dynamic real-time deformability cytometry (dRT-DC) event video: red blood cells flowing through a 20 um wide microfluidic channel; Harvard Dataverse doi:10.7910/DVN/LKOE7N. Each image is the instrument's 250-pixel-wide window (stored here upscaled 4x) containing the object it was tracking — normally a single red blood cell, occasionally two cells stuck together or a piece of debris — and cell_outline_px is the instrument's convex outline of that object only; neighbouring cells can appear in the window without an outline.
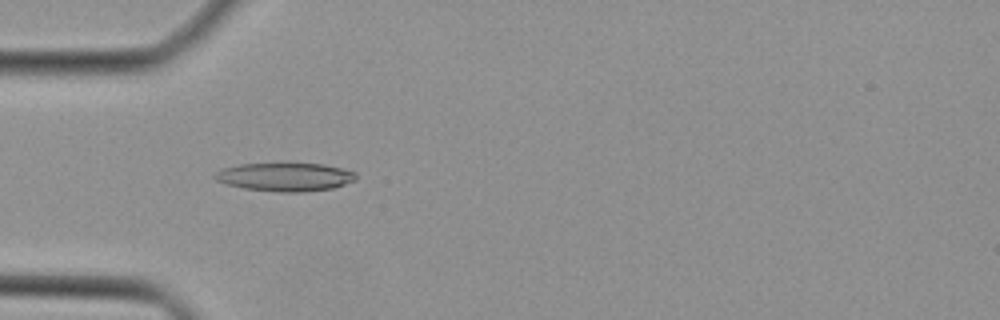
{"species": "Egyptian fruit bat (a non-hibernating species)", "species_latin": "Rousettus aegyptiacus", "temperature_condition": "cold", "stored_images_in_passage": 36, "camera_frame_rate_fps": 3000, "um_per_image_px": 0.085, "animal": {"sex": "female"}, "frame": {"image": 1, "passage_image": 5, "time_ms": 1.333, "image_size_px": [1000, 320], "cell_outline_px": [[356, 180], [332, 188], [304, 192], [280, 192], [244, 188], [228, 184], [216, 180], [212, 176], [220, 168], [240, 164], [288, 160], [324, 164], [356, 172]], "centroid_in_image_um": [24.21, 14.98], "position_along_channel_um": 60.8, "area_um2": 24.39}}
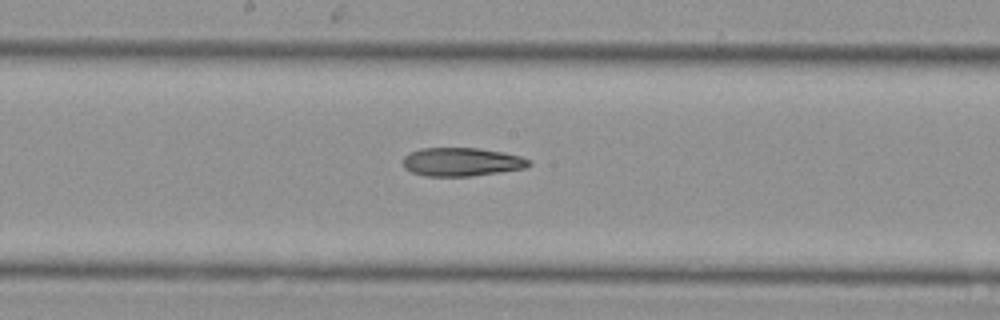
{"frame": {"image": 2, "passage_image": 15, "time_ms": 4.667, "image_size_px": [1000, 320], "cell_outline_px": [[532, 164], [524, 168], [500, 172], [472, 176], [424, 176], [412, 172], [404, 168], [404, 156], [408, 152], [420, 148], [476, 148], [500, 152], [520, 156], [532, 160]], "centroid_in_image_um": [39.22, 13.76], "position_along_channel_um": 209.0, "area_um2": 20.92}}
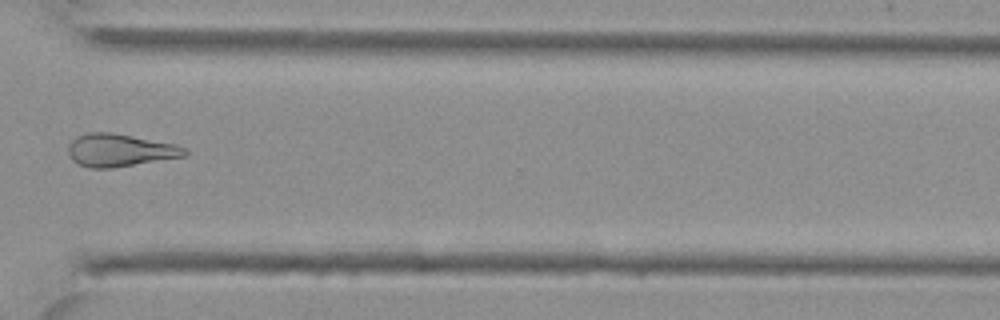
{"frame": {"image": 3, "passage_image": 25, "time_ms": 8.0, "image_size_px": [1000, 320], "cell_outline_px": [[188, 156], [112, 168], [88, 168], [72, 160], [68, 152], [68, 144], [76, 136], [88, 132], [112, 132], [176, 144], [188, 148]], "centroid_in_image_um": [10.21, 12.77], "position_along_channel_um": 360.4, "area_um2": 22.48}}